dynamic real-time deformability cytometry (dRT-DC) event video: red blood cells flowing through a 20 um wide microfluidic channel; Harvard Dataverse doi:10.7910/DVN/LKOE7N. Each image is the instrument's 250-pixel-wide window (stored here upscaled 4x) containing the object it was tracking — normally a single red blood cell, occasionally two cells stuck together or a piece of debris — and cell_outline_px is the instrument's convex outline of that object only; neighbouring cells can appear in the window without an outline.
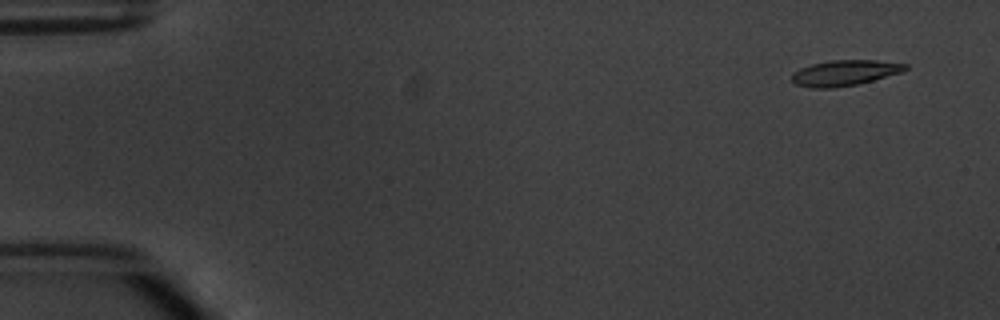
{"species": "common noctule bat (a hibernating species)", "species_latin": "Nyctalus noctula", "temperature_condition": "warm", "stored_images_in_passage": 2, "camera_frame_rate_fps": 3000, "um_per_image_px": 0.085, "animal": {"sex": "male", "body_mass_g": 20.1, "forearm_length_mm": 53.5}, "frame": {"image": 1, "passage_image": 2, "time_ms": 1.333, "image_size_px": [1000, 320], "cell_outline_px": [[908, 68], [904, 72], [856, 84], [832, 88], [808, 88], [796, 84], [792, 80], [792, 72], [800, 68], [812, 64], [832, 60], [876, 60], [908, 64]], "centroid_in_image_um": [71.8, 6.19], "position_along_channel_um": 13.2, "area_um2": 16.94}}